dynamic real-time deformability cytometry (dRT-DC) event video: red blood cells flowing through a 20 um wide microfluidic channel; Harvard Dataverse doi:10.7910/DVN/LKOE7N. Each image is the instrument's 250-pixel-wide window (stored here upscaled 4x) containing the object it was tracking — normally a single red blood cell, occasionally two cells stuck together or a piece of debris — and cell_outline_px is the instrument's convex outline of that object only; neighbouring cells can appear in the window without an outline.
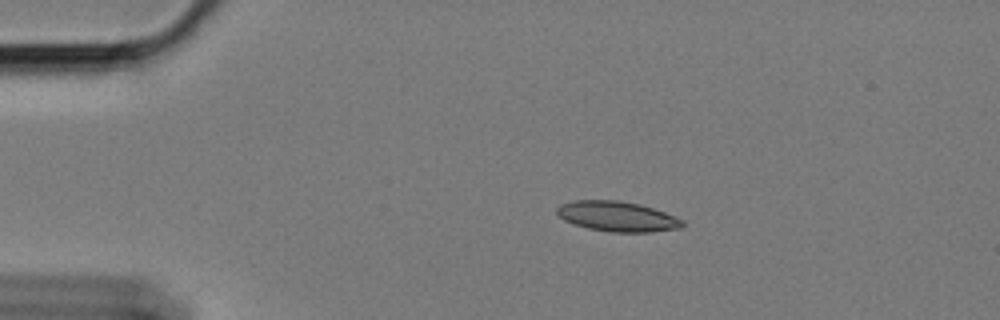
{"species": "Egyptian fruit bat (a non-hibernating species)", "species_latin": "Rousettus aegyptiacus", "temperature_condition": "cold", "stored_images_in_passage": 48, "camera_frame_rate_fps": 3000, "um_per_image_px": 0.085, "animal": {"sex": "female"}, "frame": {"image": 1, "passage_image": 1, "time_ms": 0.0, "image_size_px": [1000, 320], "cell_outline_px": [[684, 224], [680, 228], [652, 232], [612, 232], [588, 228], [564, 220], [556, 212], [556, 208], [560, 204], [576, 200], [616, 200], [640, 204], [664, 212], [684, 220]], "centroid_in_image_um": [52.47, 18.39], "position_along_channel_um": 32.5, "area_um2": 21.91}}
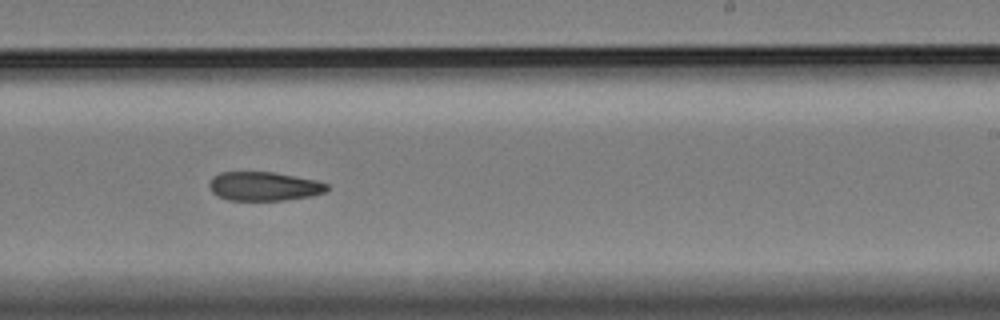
{"frame": {"image": 2, "passage_image": 26, "time_ms": 8.333, "image_size_px": [1000, 320], "cell_outline_px": [[328, 188], [324, 192], [312, 196], [284, 200], [228, 200], [212, 192], [208, 184], [212, 176], [220, 172], [272, 172], [316, 180], [328, 184]], "centroid_in_image_um": [22.42, 15.83], "position_along_channel_um": 266.6, "area_um2": 19.77}}
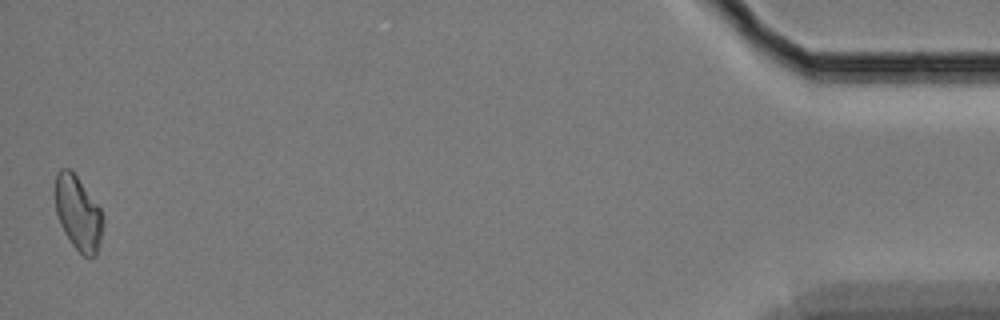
{"frame": {"image": 3, "passage_image": 48, "time_ms": 15.667, "image_size_px": [1000, 320], "cell_outline_px": [[104, 224], [100, 244], [96, 256], [84, 256], [72, 244], [64, 232], [60, 224], [56, 212], [56, 172], [60, 168], [68, 168], [76, 176], [100, 208], [104, 216]], "centroid_in_image_um": [6.66, 18.14], "position_along_channel_um": 428.5, "area_um2": 20.52}, "authors_computed_cell_mechanics": {"area_um2": 21.0681, "velocity_mm_per_s": 3.3792, "shape_relaxation_time_tau1_ms": null, "shape_relaxation_time_tau2_ms": 10.1942, "deformation_change_tau1": null, "deformation_change_tau2": 0.1605}}